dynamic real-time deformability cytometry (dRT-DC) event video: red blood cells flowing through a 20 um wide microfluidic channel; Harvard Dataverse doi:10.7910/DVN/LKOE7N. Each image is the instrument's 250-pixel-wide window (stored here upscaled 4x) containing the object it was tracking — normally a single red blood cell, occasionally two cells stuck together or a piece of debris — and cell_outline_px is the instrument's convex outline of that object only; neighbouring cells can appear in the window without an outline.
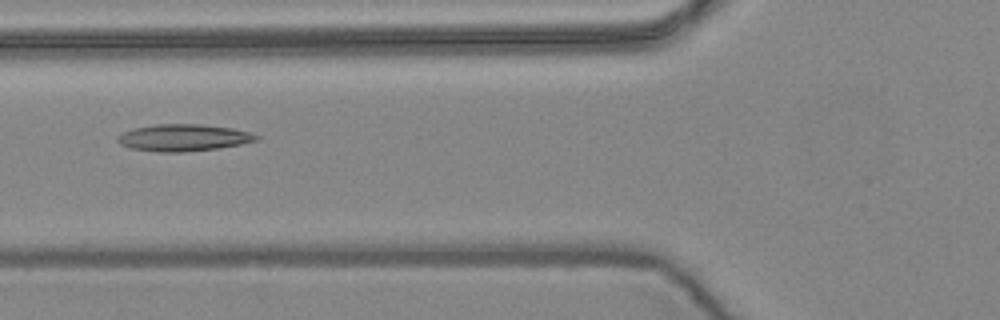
{"species": "common noctule bat (a hibernating species)", "species_latin": "Nyctalus noctula", "temperature_condition": "warm", "stored_images_in_passage": 2, "camera_frame_rate_fps": 3000, "um_per_image_px": 0.085, "animal": {"sex": "female", "body_mass_g": 24.6, "forearm_length_mm": 56.2}, "frame": {"image": 1, "passage_image": 2, "time_ms": 0.333, "image_size_px": [1000, 320], "cell_outline_px": [[260, 140], [220, 148], [184, 152], [156, 152], [132, 148], [120, 144], [116, 140], [116, 136], [124, 132], [136, 128], [156, 124], [200, 124], [232, 128], [248, 132], [260, 136]], "centroid_in_image_um": [15.61, 11.71], "position_along_channel_um": 110.2, "area_um2": 21.73}}